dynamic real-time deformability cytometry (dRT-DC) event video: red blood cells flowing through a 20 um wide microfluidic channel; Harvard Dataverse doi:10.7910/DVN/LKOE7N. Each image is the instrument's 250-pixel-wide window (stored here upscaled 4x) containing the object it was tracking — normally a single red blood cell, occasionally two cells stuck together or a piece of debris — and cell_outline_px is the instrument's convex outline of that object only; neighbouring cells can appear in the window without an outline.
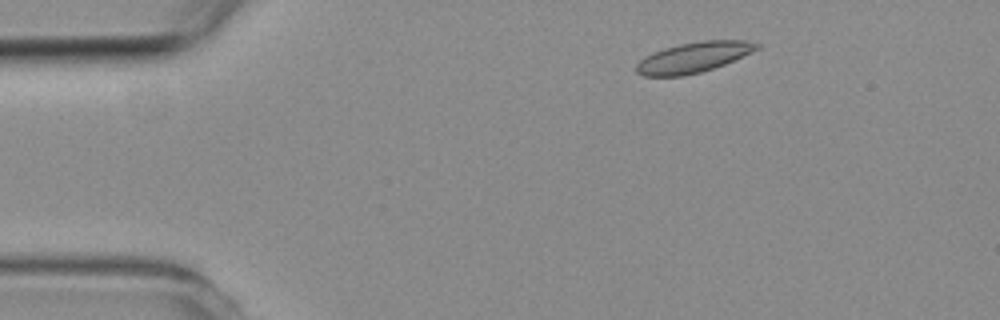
{"species": "common noctule bat (a hibernating species)", "species_latin": "Nyctalus noctula", "temperature_condition": "room temperature", "stored_images_in_passage": 3, "camera_frame_rate_fps": 3000, "um_per_image_px": 0.085, "animal": {"sex": "female", "body_mass_g": 19.3, "forearm_length_mm": 54.1}, "frame": {"image": 1, "passage_image": 1, "time_ms": 0.0, "image_size_px": [1000, 320], "cell_outline_px": [[760, 48], [724, 64], [700, 72], [684, 76], [644, 76], [636, 72], [636, 64], [644, 56], [652, 52], [664, 48], [680, 44], [704, 40], [744, 40], [760, 44]], "centroid_in_image_um": [58.91, 4.87], "position_along_channel_um": 26.1, "area_um2": 21.21}}
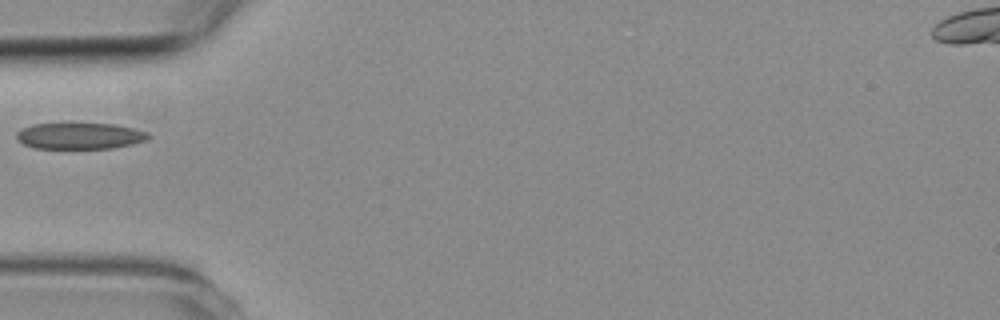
{"frame": {"image": 2, "passage_image": 3, "time_ms": 3.0, "image_size_px": [1000, 320], "cell_outline_px": [[152, 136], [148, 140], [132, 144], [112, 148], [36, 148], [24, 144], [16, 140], [16, 132], [20, 128], [32, 124], [116, 124], [136, 128], [148, 132]], "centroid_in_image_um": [6.81, 11.55], "position_along_channel_um": 78.2, "area_um2": 20.35}}